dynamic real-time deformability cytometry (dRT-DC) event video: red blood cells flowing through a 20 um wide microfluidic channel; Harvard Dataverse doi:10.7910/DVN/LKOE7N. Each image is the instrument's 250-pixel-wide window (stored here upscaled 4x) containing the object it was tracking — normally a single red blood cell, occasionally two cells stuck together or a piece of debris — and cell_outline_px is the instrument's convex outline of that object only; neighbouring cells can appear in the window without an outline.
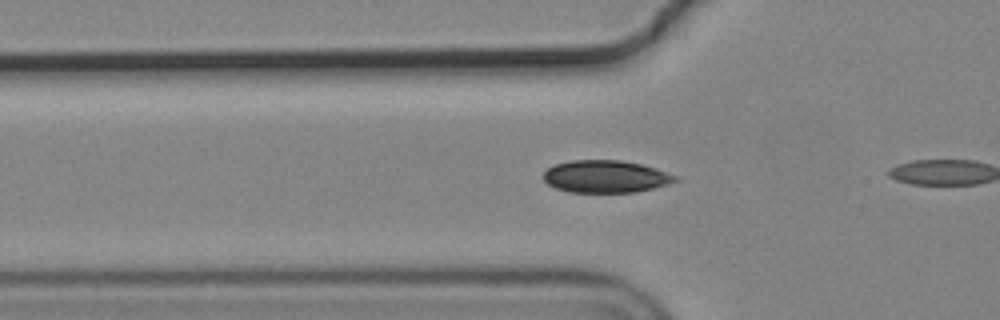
{"species": "common noctule bat (a hibernating species)", "species_latin": "Nyctalus noctula", "temperature_condition": "cold", "stored_images_in_passage": 10, "camera_frame_rate_fps": 3000, "um_per_image_px": 0.085, "animal": {"sex": "male", "body_mass_g": 19.2, "forearm_length_mm": 51.8}, "frame": {"image": 1, "passage_image": 9, "time_ms": 2.667, "image_size_px": [1000, 320], "cell_outline_px": [[680, 180], [668, 184], [636, 192], [568, 192], [556, 188], [548, 184], [544, 180], [544, 172], [548, 168], [556, 164], [572, 160], [620, 160], [640, 164], [656, 168], [676, 176]], "centroid_in_image_um": [51.48, 15.0], "position_along_channel_um": 74.3, "area_um2": 24.74}}